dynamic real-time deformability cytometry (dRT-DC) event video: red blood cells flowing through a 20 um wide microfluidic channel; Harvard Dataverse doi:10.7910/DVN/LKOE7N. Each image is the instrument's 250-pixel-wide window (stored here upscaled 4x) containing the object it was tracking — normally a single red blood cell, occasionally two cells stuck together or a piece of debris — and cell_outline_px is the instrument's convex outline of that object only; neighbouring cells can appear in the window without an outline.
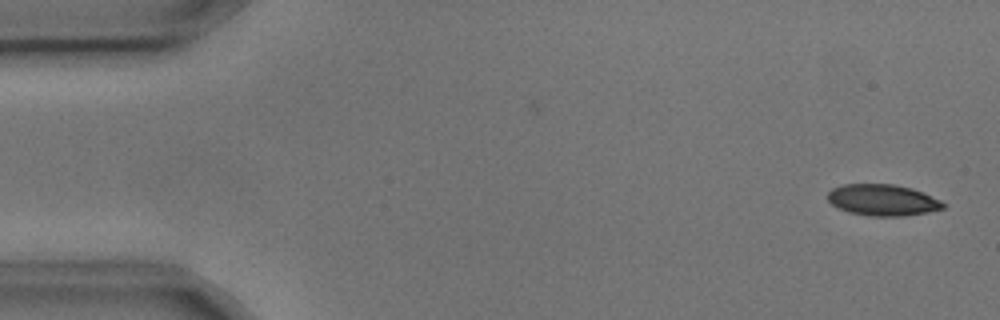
{"species": "common noctule bat (a hibernating species)", "species_latin": "Nyctalus noctula", "temperature_condition": "cold", "stored_images_in_passage": 4, "segment_of_instrument_passage": [2, 2], "camera_frame_rate_fps": 3000, "um_per_image_px": 0.085, "animal": {"sex": "male", "body_mass_g": 17.9, "forearm_length_mm": 54.2}, "frame": {"image": 1, "passage_image": 4, "time_ms": 1.0, "image_size_px": [1000, 320], "cell_outline_px": [[948, 204], [944, 208], [928, 212], [900, 216], [868, 216], [848, 212], [832, 204], [828, 200], [828, 192], [832, 188], [844, 184], [892, 184], [912, 188], [924, 192]], "centroid_in_image_um": [75.05, 17.0], "position_along_channel_um": 9.9, "area_um2": 21.15}}